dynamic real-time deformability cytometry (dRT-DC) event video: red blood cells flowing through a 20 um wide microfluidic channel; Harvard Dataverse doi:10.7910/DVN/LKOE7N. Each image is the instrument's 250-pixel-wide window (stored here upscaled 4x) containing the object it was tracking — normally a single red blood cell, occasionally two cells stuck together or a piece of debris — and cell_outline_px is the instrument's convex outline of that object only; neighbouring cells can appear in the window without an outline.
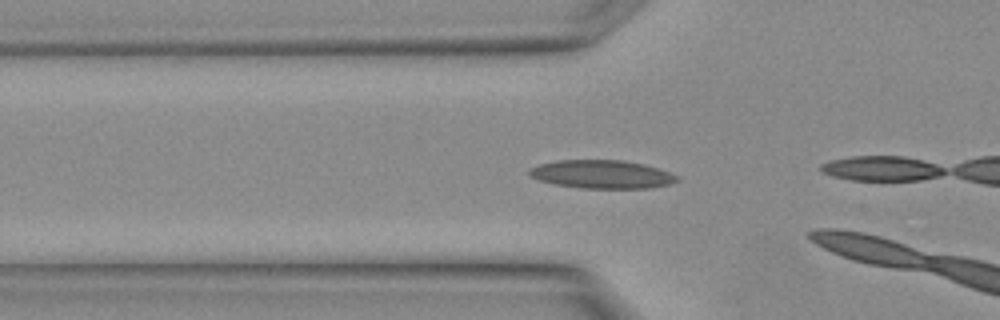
{"species": "Egyptian fruit bat (a non-hibernating species)", "species_latin": "Rousettus aegyptiacus", "temperature_condition": "warm", "stored_images_in_passage": 9, "camera_frame_rate_fps": 3000, "um_per_image_px": 0.085, "animal": {"sex": "female"}, "frame": {"image": 1, "passage_image": 7, "time_ms": 2.0, "image_size_px": [1000, 320], "cell_outline_px": [[680, 180], [668, 184], [648, 188], [584, 188], [556, 184], [540, 180], [528, 176], [528, 172], [532, 168], [540, 164], [556, 160], [624, 160], [644, 164], [660, 168], [676, 176]], "centroid_in_image_um": [51.16, 14.8], "position_along_channel_um": 74.6, "area_um2": 24.22}}